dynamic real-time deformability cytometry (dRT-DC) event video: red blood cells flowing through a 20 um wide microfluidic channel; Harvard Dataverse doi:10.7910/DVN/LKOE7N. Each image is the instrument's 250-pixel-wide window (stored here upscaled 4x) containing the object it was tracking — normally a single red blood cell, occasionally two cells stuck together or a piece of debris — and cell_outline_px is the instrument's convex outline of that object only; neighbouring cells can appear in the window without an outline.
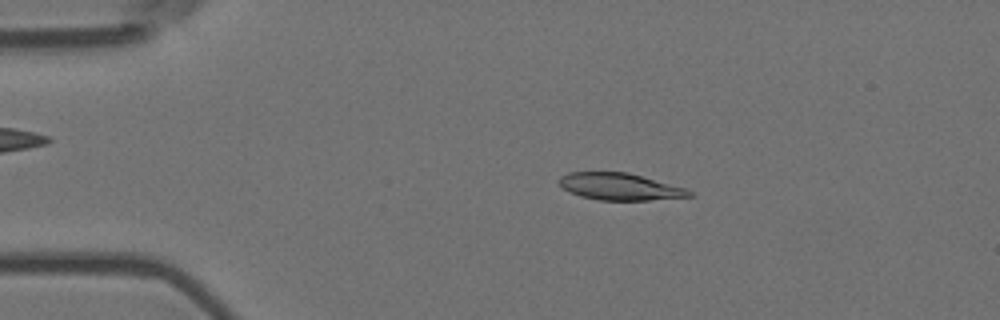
{"species": "Egyptian fruit bat (a non-hibernating species)", "species_latin": "Rousettus aegyptiacus", "temperature_condition": "room temperature", "stored_images_in_passage": 54, "camera_frame_rate_fps": 3000, "um_per_image_px": 0.085, "animal": {"sex": "female"}, "frame": {"image": 1, "passage_image": 10, "time_ms": 3.0, "image_size_px": [1000, 320], "cell_outline_px": [[692, 196], [648, 200], [600, 200], [580, 196], [568, 192], [556, 180], [560, 176], [568, 172], [628, 172], [684, 188], [692, 192]], "centroid_in_image_um": [52.61, 15.86], "position_along_channel_um": 32.4, "area_um2": 20.29}}
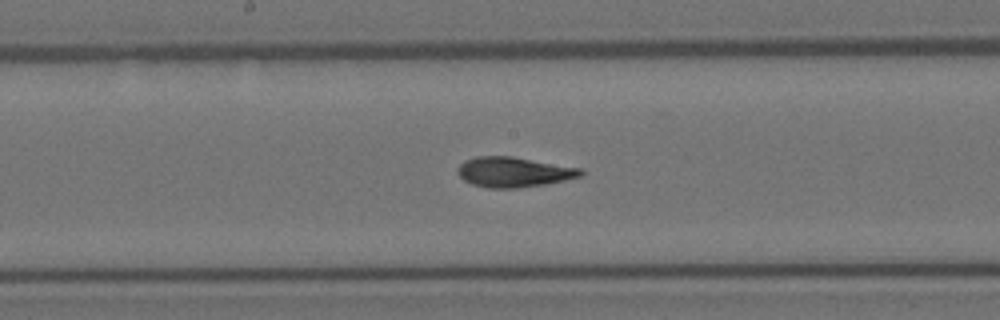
{"frame": {"image": 2, "passage_image": 28, "time_ms": 9.0, "image_size_px": [1000, 320], "cell_outline_px": [[584, 172], [580, 176], [564, 180], [544, 184], [516, 188], [488, 188], [472, 184], [464, 180], [456, 172], [456, 168], [464, 160], [476, 156], [512, 156], [584, 168]], "centroid_in_image_um": [43.65, 14.61], "position_along_channel_um": 204.5, "area_um2": 21.73}}
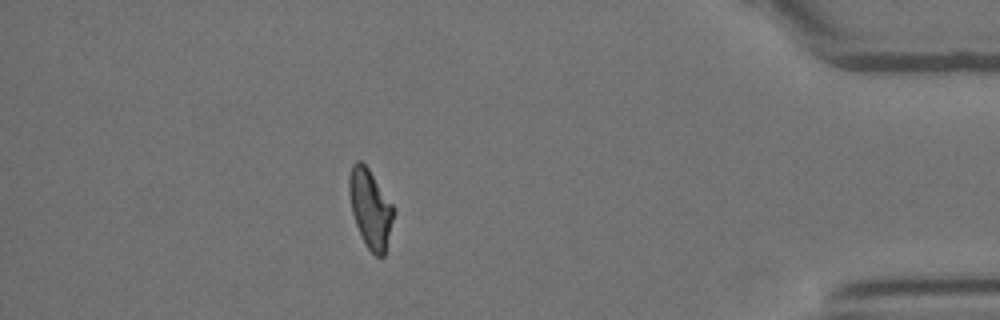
{"frame": {"image": 3, "passage_image": 48, "time_ms": 15.667, "image_size_px": [1000, 320], "cell_outline_px": [[396, 212], [384, 256], [376, 256], [364, 244], [356, 224], [352, 212], [348, 192], [348, 176], [352, 164], [356, 160], [360, 160], [368, 168], [392, 204]], "centroid_in_image_um": [31.47, 17.72], "position_along_channel_um": 403.7, "area_um2": 20.46}, "authors_computed_cell_mechanics": {"area_um2": 21.1259, "velocity_mm_per_s": 3.6615, "shape_relaxation_time_tau1_ms": 8.0506, "shape_relaxation_time_tau2_ms": 2.3917, "deformation_change_tau1": 0.227, "deformation_change_tau2": 0.0877}}